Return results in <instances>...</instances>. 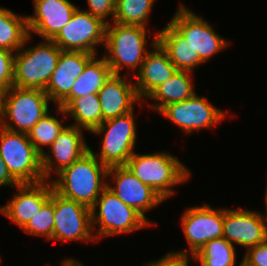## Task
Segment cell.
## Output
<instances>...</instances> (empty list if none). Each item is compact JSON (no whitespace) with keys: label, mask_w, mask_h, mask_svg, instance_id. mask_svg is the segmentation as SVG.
Masks as SVG:
<instances>
[{"label":"cell","mask_w":267,"mask_h":266,"mask_svg":"<svg viewBox=\"0 0 267 266\" xmlns=\"http://www.w3.org/2000/svg\"><path fill=\"white\" fill-rule=\"evenodd\" d=\"M108 167L102 164L90 148L82 157L51 179L53 190L61 196L92 208L107 187Z\"/></svg>","instance_id":"1"},{"label":"cell","mask_w":267,"mask_h":266,"mask_svg":"<svg viewBox=\"0 0 267 266\" xmlns=\"http://www.w3.org/2000/svg\"><path fill=\"white\" fill-rule=\"evenodd\" d=\"M125 166L164 200L175 195L172 187L186 183L191 176L190 170L178 158L165 151L144 155L134 152Z\"/></svg>","instance_id":"2"},{"label":"cell","mask_w":267,"mask_h":266,"mask_svg":"<svg viewBox=\"0 0 267 266\" xmlns=\"http://www.w3.org/2000/svg\"><path fill=\"white\" fill-rule=\"evenodd\" d=\"M147 28L138 25H124L111 22L106 26L103 54L104 59L115 75L121 69L139 71L147 53ZM147 46V47H146Z\"/></svg>","instance_id":"3"},{"label":"cell","mask_w":267,"mask_h":266,"mask_svg":"<svg viewBox=\"0 0 267 266\" xmlns=\"http://www.w3.org/2000/svg\"><path fill=\"white\" fill-rule=\"evenodd\" d=\"M50 101L43 89L12 86L1 94L0 126L28 134L49 112Z\"/></svg>","instance_id":"4"},{"label":"cell","mask_w":267,"mask_h":266,"mask_svg":"<svg viewBox=\"0 0 267 266\" xmlns=\"http://www.w3.org/2000/svg\"><path fill=\"white\" fill-rule=\"evenodd\" d=\"M31 38L29 35L23 47L15 53L13 86L45 90L62 50L52 40L25 48Z\"/></svg>","instance_id":"5"},{"label":"cell","mask_w":267,"mask_h":266,"mask_svg":"<svg viewBox=\"0 0 267 266\" xmlns=\"http://www.w3.org/2000/svg\"><path fill=\"white\" fill-rule=\"evenodd\" d=\"M91 224L93 232L96 226L99 227L94 234L96 241H100L103 237L131 233L151 225L140 213L124 204L107 187L91 208Z\"/></svg>","instance_id":"6"},{"label":"cell","mask_w":267,"mask_h":266,"mask_svg":"<svg viewBox=\"0 0 267 266\" xmlns=\"http://www.w3.org/2000/svg\"><path fill=\"white\" fill-rule=\"evenodd\" d=\"M0 156L19 184L44 180L41 155L27 133L14 132L0 126Z\"/></svg>","instance_id":"7"},{"label":"cell","mask_w":267,"mask_h":266,"mask_svg":"<svg viewBox=\"0 0 267 266\" xmlns=\"http://www.w3.org/2000/svg\"><path fill=\"white\" fill-rule=\"evenodd\" d=\"M135 125L133 111L103 121L91 132L103 135L99 155L93 152L95 157L107 167L125 165L135 152L137 139Z\"/></svg>","instance_id":"8"},{"label":"cell","mask_w":267,"mask_h":266,"mask_svg":"<svg viewBox=\"0 0 267 266\" xmlns=\"http://www.w3.org/2000/svg\"><path fill=\"white\" fill-rule=\"evenodd\" d=\"M169 24L193 47L205 63L224 50L230 42L217 34L207 20L179 4Z\"/></svg>","instance_id":"9"},{"label":"cell","mask_w":267,"mask_h":266,"mask_svg":"<svg viewBox=\"0 0 267 266\" xmlns=\"http://www.w3.org/2000/svg\"><path fill=\"white\" fill-rule=\"evenodd\" d=\"M106 26L101 19L77 8L52 41L62 51H82L96 55V47L99 44L104 46Z\"/></svg>","instance_id":"10"},{"label":"cell","mask_w":267,"mask_h":266,"mask_svg":"<svg viewBox=\"0 0 267 266\" xmlns=\"http://www.w3.org/2000/svg\"><path fill=\"white\" fill-rule=\"evenodd\" d=\"M181 226L189 251H177L195 255L210 240L223 237L224 208H212L209 204L187 207L181 216Z\"/></svg>","instance_id":"11"},{"label":"cell","mask_w":267,"mask_h":266,"mask_svg":"<svg viewBox=\"0 0 267 266\" xmlns=\"http://www.w3.org/2000/svg\"><path fill=\"white\" fill-rule=\"evenodd\" d=\"M159 113L179 126L186 135L212 128L228 116L227 112L213 106L208 98L197 93L184 101L165 106Z\"/></svg>","instance_id":"12"},{"label":"cell","mask_w":267,"mask_h":266,"mask_svg":"<svg viewBox=\"0 0 267 266\" xmlns=\"http://www.w3.org/2000/svg\"><path fill=\"white\" fill-rule=\"evenodd\" d=\"M55 222L53 240L96 242L91 224V208L54 191Z\"/></svg>","instance_id":"13"},{"label":"cell","mask_w":267,"mask_h":266,"mask_svg":"<svg viewBox=\"0 0 267 266\" xmlns=\"http://www.w3.org/2000/svg\"><path fill=\"white\" fill-rule=\"evenodd\" d=\"M107 178L114 179L115 183L112 186L107 181V188L124 204L140 213L152 226L151 220L144 213L165 200L150 186L141 182L125 165L108 167Z\"/></svg>","instance_id":"14"},{"label":"cell","mask_w":267,"mask_h":266,"mask_svg":"<svg viewBox=\"0 0 267 266\" xmlns=\"http://www.w3.org/2000/svg\"><path fill=\"white\" fill-rule=\"evenodd\" d=\"M223 237L247 250L267 240V223L261 212L224 208ZM235 243V244H234Z\"/></svg>","instance_id":"15"},{"label":"cell","mask_w":267,"mask_h":266,"mask_svg":"<svg viewBox=\"0 0 267 266\" xmlns=\"http://www.w3.org/2000/svg\"><path fill=\"white\" fill-rule=\"evenodd\" d=\"M83 129L68 125L41 156L44 180L50 181L52 172L58 173L82 157L90 146L83 137Z\"/></svg>","instance_id":"16"},{"label":"cell","mask_w":267,"mask_h":266,"mask_svg":"<svg viewBox=\"0 0 267 266\" xmlns=\"http://www.w3.org/2000/svg\"><path fill=\"white\" fill-rule=\"evenodd\" d=\"M15 188L18 193L6 205L0 206V213L22 229L50 199L53 186L50 181L43 180L18 184Z\"/></svg>","instance_id":"17"},{"label":"cell","mask_w":267,"mask_h":266,"mask_svg":"<svg viewBox=\"0 0 267 266\" xmlns=\"http://www.w3.org/2000/svg\"><path fill=\"white\" fill-rule=\"evenodd\" d=\"M33 4L35 15L27 16L28 32L44 40H52L77 9L69 0H33Z\"/></svg>","instance_id":"18"},{"label":"cell","mask_w":267,"mask_h":266,"mask_svg":"<svg viewBox=\"0 0 267 266\" xmlns=\"http://www.w3.org/2000/svg\"><path fill=\"white\" fill-rule=\"evenodd\" d=\"M150 50L133 79L138 97L147 98L156 88L170 79L177 71L167 52L157 42V33L150 42Z\"/></svg>","instance_id":"19"},{"label":"cell","mask_w":267,"mask_h":266,"mask_svg":"<svg viewBox=\"0 0 267 266\" xmlns=\"http://www.w3.org/2000/svg\"><path fill=\"white\" fill-rule=\"evenodd\" d=\"M94 56L82 51H61L57 66L44 90L56 106L69 95L76 78Z\"/></svg>","instance_id":"20"},{"label":"cell","mask_w":267,"mask_h":266,"mask_svg":"<svg viewBox=\"0 0 267 266\" xmlns=\"http://www.w3.org/2000/svg\"><path fill=\"white\" fill-rule=\"evenodd\" d=\"M127 76L112 74L99 90L102 122L134 111V104L141 101Z\"/></svg>","instance_id":"21"},{"label":"cell","mask_w":267,"mask_h":266,"mask_svg":"<svg viewBox=\"0 0 267 266\" xmlns=\"http://www.w3.org/2000/svg\"><path fill=\"white\" fill-rule=\"evenodd\" d=\"M156 33L157 42L167 52L170 61L177 70L193 72V69L204 63L190 43L169 23Z\"/></svg>","instance_id":"22"},{"label":"cell","mask_w":267,"mask_h":266,"mask_svg":"<svg viewBox=\"0 0 267 266\" xmlns=\"http://www.w3.org/2000/svg\"><path fill=\"white\" fill-rule=\"evenodd\" d=\"M94 56L75 80L69 95L58 105L64 108L72 99L88 94H98L105 82L113 74L104 57Z\"/></svg>","instance_id":"23"},{"label":"cell","mask_w":267,"mask_h":266,"mask_svg":"<svg viewBox=\"0 0 267 266\" xmlns=\"http://www.w3.org/2000/svg\"><path fill=\"white\" fill-rule=\"evenodd\" d=\"M190 71L177 70L166 82L156 88L146 99L152 100V110L158 113L167 105L184 101L192 97L196 91L192 85V74ZM156 102V103H155Z\"/></svg>","instance_id":"24"},{"label":"cell","mask_w":267,"mask_h":266,"mask_svg":"<svg viewBox=\"0 0 267 266\" xmlns=\"http://www.w3.org/2000/svg\"><path fill=\"white\" fill-rule=\"evenodd\" d=\"M56 112L63 117L71 115L75 120L72 126L92 132L102 123V110L98 94H88L72 99L64 108L56 106Z\"/></svg>","instance_id":"25"},{"label":"cell","mask_w":267,"mask_h":266,"mask_svg":"<svg viewBox=\"0 0 267 266\" xmlns=\"http://www.w3.org/2000/svg\"><path fill=\"white\" fill-rule=\"evenodd\" d=\"M28 36L27 16L0 7V48L16 53L23 47Z\"/></svg>","instance_id":"26"},{"label":"cell","mask_w":267,"mask_h":266,"mask_svg":"<svg viewBox=\"0 0 267 266\" xmlns=\"http://www.w3.org/2000/svg\"><path fill=\"white\" fill-rule=\"evenodd\" d=\"M201 266H235V246L224 237L207 242L198 253L191 256Z\"/></svg>","instance_id":"27"},{"label":"cell","mask_w":267,"mask_h":266,"mask_svg":"<svg viewBox=\"0 0 267 266\" xmlns=\"http://www.w3.org/2000/svg\"><path fill=\"white\" fill-rule=\"evenodd\" d=\"M155 0H116L112 22L145 27Z\"/></svg>","instance_id":"28"},{"label":"cell","mask_w":267,"mask_h":266,"mask_svg":"<svg viewBox=\"0 0 267 266\" xmlns=\"http://www.w3.org/2000/svg\"><path fill=\"white\" fill-rule=\"evenodd\" d=\"M61 122L62 120L60 121V119L48 112L29 131V140L33 143L36 151L41 156L45 152L42 146H47L49 148L66 127L63 126Z\"/></svg>","instance_id":"29"},{"label":"cell","mask_w":267,"mask_h":266,"mask_svg":"<svg viewBox=\"0 0 267 266\" xmlns=\"http://www.w3.org/2000/svg\"><path fill=\"white\" fill-rule=\"evenodd\" d=\"M55 222L54 190L50 199L42 206L40 211L22 228L26 234L42 236L53 240V227Z\"/></svg>","instance_id":"30"},{"label":"cell","mask_w":267,"mask_h":266,"mask_svg":"<svg viewBox=\"0 0 267 266\" xmlns=\"http://www.w3.org/2000/svg\"><path fill=\"white\" fill-rule=\"evenodd\" d=\"M15 52L0 48V90L13 86Z\"/></svg>","instance_id":"31"},{"label":"cell","mask_w":267,"mask_h":266,"mask_svg":"<svg viewBox=\"0 0 267 266\" xmlns=\"http://www.w3.org/2000/svg\"><path fill=\"white\" fill-rule=\"evenodd\" d=\"M87 2L88 10L84 11L89 12L94 17L101 19L106 24L110 23L108 22L109 16L114 18L116 0H87Z\"/></svg>","instance_id":"32"},{"label":"cell","mask_w":267,"mask_h":266,"mask_svg":"<svg viewBox=\"0 0 267 266\" xmlns=\"http://www.w3.org/2000/svg\"><path fill=\"white\" fill-rule=\"evenodd\" d=\"M242 260L248 266H267V240L246 250Z\"/></svg>","instance_id":"33"},{"label":"cell","mask_w":267,"mask_h":266,"mask_svg":"<svg viewBox=\"0 0 267 266\" xmlns=\"http://www.w3.org/2000/svg\"><path fill=\"white\" fill-rule=\"evenodd\" d=\"M189 257V254L171 251L158 260H151L146 266H190Z\"/></svg>","instance_id":"34"},{"label":"cell","mask_w":267,"mask_h":266,"mask_svg":"<svg viewBox=\"0 0 267 266\" xmlns=\"http://www.w3.org/2000/svg\"><path fill=\"white\" fill-rule=\"evenodd\" d=\"M18 184L19 183L9 173L8 167L0 156V187L8 186L12 188L14 187L15 189Z\"/></svg>","instance_id":"35"},{"label":"cell","mask_w":267,"mask_h":266,"mask_svg":"<svg viewBox=\"0 0 267 266\" xmlns=\"http://www.w3.org/2000/svg\"><path fill=\"white\" fill-rule=\"evenodd\" d=\"M80 264V261L72 258H65L64 260H62L61 266H79Z\"/></svg>","instance_id":"36"},{"label":"cell","mask_w":267,"mask_h":266,"mask_svg":"<svg viewBox=\"0 0 267 266\" xmlns=\"http://www.w3.org/2000/svg\"><path fill=\"white\" fill-rule=\"evenodd\" d=\"M266 188H267V186H266ZM266 193H265V207H266V214H263L264 215V217H265V221H266V223H267V189H266V191H265Z\"/></svg>","instance_id":"37"},{"label":"cell","mask_w":267,"mask_h":266,"mask_svg":"<svg viewBox=\"0 0 267 266\" xmlns=\"http://www.w3.org/2000/svg\"><path fill=\"white\" fill-rule=\"evenodd\" d=\"M239 266H248L243 260H241L240 265Z\"/></svg>","instance_id":"38"}]
</instances>
